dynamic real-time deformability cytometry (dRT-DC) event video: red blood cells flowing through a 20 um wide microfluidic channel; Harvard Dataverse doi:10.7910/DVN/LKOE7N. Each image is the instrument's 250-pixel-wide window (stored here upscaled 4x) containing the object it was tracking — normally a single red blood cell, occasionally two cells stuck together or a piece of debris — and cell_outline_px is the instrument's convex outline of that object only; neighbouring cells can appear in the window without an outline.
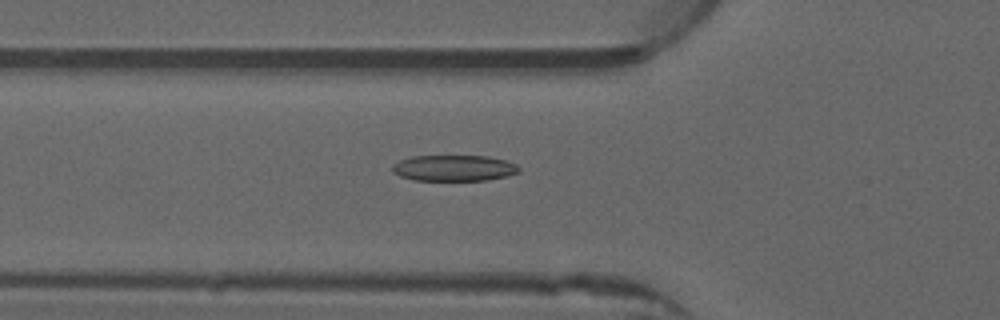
{"species": "common noctule bat (a hibernating species)", "species_latin": "Nyctalus noctula", "temperature_condition": "warm", "stored_images_in_passage": 51, "camera_frame_rate_fps": 3000, "um_per_image_px": 0.085, "animal": {"sex": "male", "forearm_length_mm": 52.5}, "frame": {"image": 1, "passage_image": 18, "time_ms": 5.667, "image_size_px": [1000, 320], "cell_outline_px": [[520, 172], [508, 176], [488, 180], [412, 180], [400, 176], [392, 172], [392, 164], [400, 160], [412, 156], [488, 156], [504, 160], [516, 164], [520, 168]], "centroid_in_image_um": [38.58, 14.29], "position_along_channel_um": 87.2, "area_um2": 19.31}}
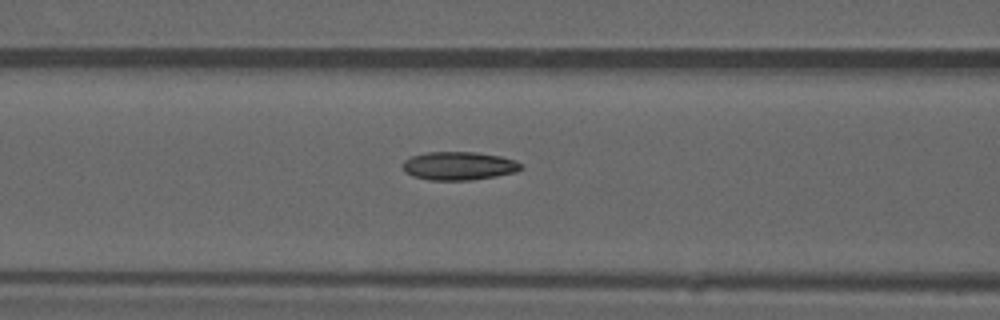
{"frame": {"image": 2, "passage_image": 21, "time_ms": 6.667, "image_size_px": [1000, 320], "cell_outline_px": [[524, 168], [516, 172], [496, 176], [472, 180], [428, 180], [412, 176], [404, 172], [400, 164], [404, 160], [412, 156], [428, 152], [476, 152], [500, 156], [516, 160]], "centroid_in_image_um": [38.98, 14.1], "position_along_channel_um": 127.6, "area_um2": 19.77}}
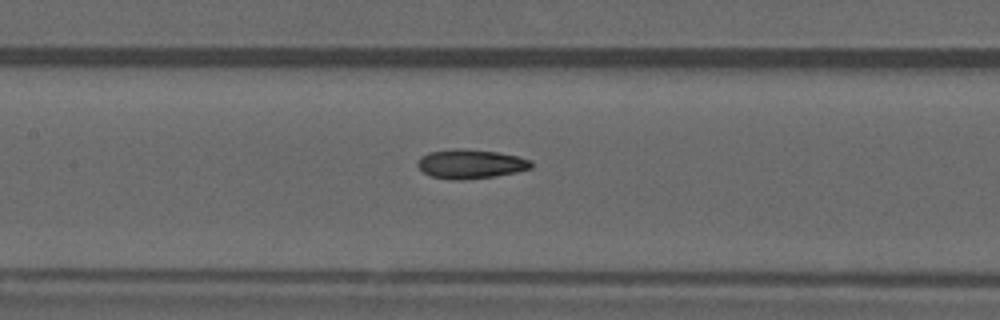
{"frame": {"image": 3, "passage_image": 24, "time_ms": 7.667, "image_size_px": [1000, 320], "cell_outline_px": [[532, 168], [516, 172], [496, 176], [464, 180], [448, 180], [432, 176], [424, 172], [416, 164], [420, 156], [428, 152], [456, 148], [464, 148], [500, 152], [520, 156], [532, 160]], "centroid_in_image_um": [40.02, 13.93], "position_along_channel_um": 167.4, "area_um2": 19.71}, "authors_computed_cell_mechanics": {"area_um2": 19.2474, "velocity_mm_per_s": 3.9712, "shape_relaxation_time_tau1_ms": 4.8882, "shape_relaxation_time_tau2_ms": 2.7275, "deformation_change_tau1": 0.1703, "deformation_change_tau2": 0.1005}}